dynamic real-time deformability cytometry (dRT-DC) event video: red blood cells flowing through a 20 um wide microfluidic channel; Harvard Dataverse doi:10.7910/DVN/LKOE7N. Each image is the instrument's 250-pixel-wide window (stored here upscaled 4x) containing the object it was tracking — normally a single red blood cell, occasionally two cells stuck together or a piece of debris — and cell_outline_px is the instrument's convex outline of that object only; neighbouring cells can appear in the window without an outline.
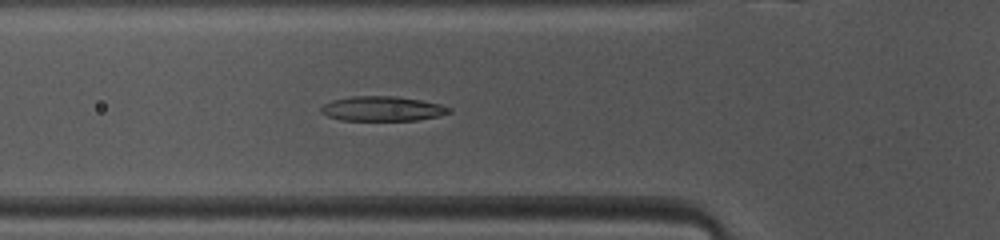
{"species": "common noctule bat (a hibernating species)", "species_latin": "Nyctalus noctula", "temperature_condition": "warm", "stored_images_in_passage": 42, "camera_frame_rate_fps": 3000, "um_per_image_px": 0.085, "animal": {"sex": "female", "body_mass_g": 10.0, "forearm_length_mm": 53.1}, "frame": {"image": 1, "passage_image": 10, "time_ms": 3.0, "image_size_px": [1000, 240], "cell_outline_px": [[452, 112], [440, 116], [416, 120], [340, 120], [328, 116], [320, 112], [320, 108], [324, 104], [332, 100], [352, 96], [396, 96], [420, 100], [440, 104], [452, 108]], "centroid_in_image_um": [32.51, 9.24], "position_along_channel_um": 93.3, "area_um2": 18.5}}
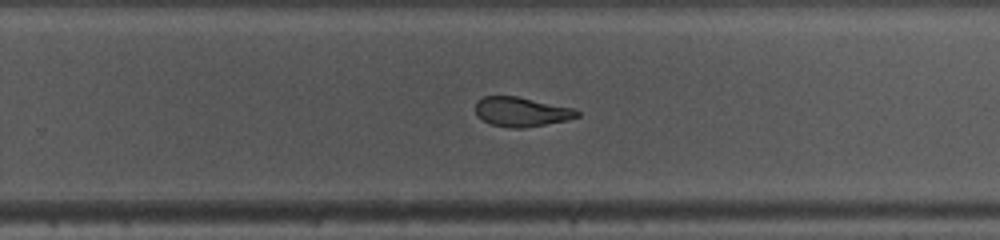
{"frame": {"image": 2, "passage_image": 24, "time_ms": 7.667, "image_size_px": [1000, 240], "cell_outline_px": [[580, 116], [568, 120], [524, 128], [508, 128], [492, 124], [476, 116], [476, 100], [484, 96], [516, 96], [572, 108], [580, 112]], "centroid_in_image_um": [44.3, 9.51], "position_along_channel_um": 285.5, "area_um2": 17.4}}
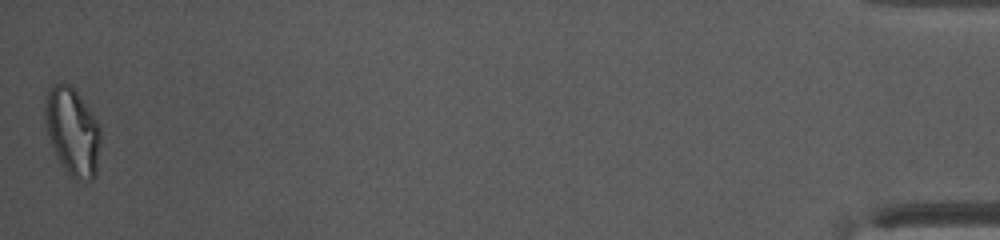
{"frame": {"image": 3, "passage_image": 42, "time_ms": 13.667, "image_size_px": [1000, 240], "cell_outline_px": [[100, 144], [96, 176], [88, 184], [68, 176], [60, 164], [52, 144], [44, 120], [44, 100], [52, 84], [60, 80], [68, 84], [80, 96], [96, 120], [100, 128]], "centroid_in_image_um": [6.16, 11.22], "position_along_channel_um": 429.0, "area_um2": 28.73}, "authors_computed_cell_mechanics": {"area_um2": 18.8717, "velocity_mm_per_s": 4.1126, "shape_relaxation_time_tau1_ms": 3.3518, "shape_relaxation_time_tau2_ms": 2.1595, "deformation_change_tau1": 0.1529, "deformation_change_tau2": 0.0643}}